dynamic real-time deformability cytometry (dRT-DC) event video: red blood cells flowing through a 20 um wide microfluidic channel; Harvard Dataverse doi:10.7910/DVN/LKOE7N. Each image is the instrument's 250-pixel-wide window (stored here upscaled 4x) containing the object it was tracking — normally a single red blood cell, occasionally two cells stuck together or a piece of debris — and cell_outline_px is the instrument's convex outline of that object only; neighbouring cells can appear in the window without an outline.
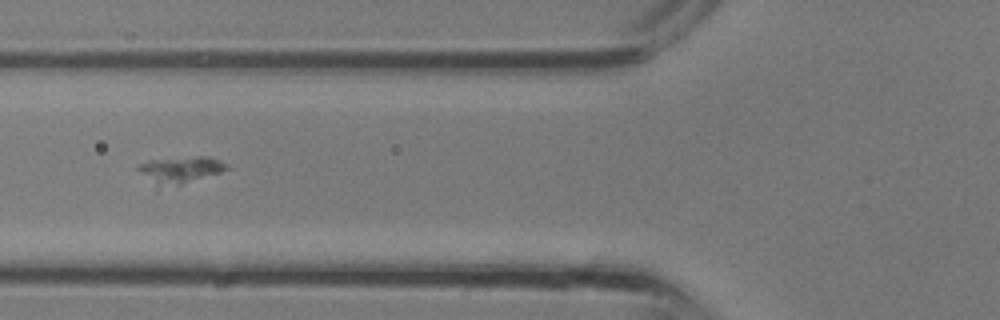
{"species": "common noctule bat (a hibernating species)", "species_latin": "Nyctalus noctula", "temperature_condition": "room temperature", "stored_images_in_passage": 4, "camera_frame_rate_fps": 3000, "um_per_image_px": 0.085, "animal": {"sex": "male", "body_mass_g": 13.3}, "frame": {"image": 1, "passage_image": 4, "time_ms": 1.0, "image_size_px": [1000, 320], "cell_outline_px": [[232, 168], [220, 172], [156, 192], [136, 168], [136, 164], [148, 160], [200, 156], [208, 156], [228, 164]], "centroid_in_image_um": [15.2, 14.5], "position_along_channel_um": 110.6, "area_um2": 14.57}}